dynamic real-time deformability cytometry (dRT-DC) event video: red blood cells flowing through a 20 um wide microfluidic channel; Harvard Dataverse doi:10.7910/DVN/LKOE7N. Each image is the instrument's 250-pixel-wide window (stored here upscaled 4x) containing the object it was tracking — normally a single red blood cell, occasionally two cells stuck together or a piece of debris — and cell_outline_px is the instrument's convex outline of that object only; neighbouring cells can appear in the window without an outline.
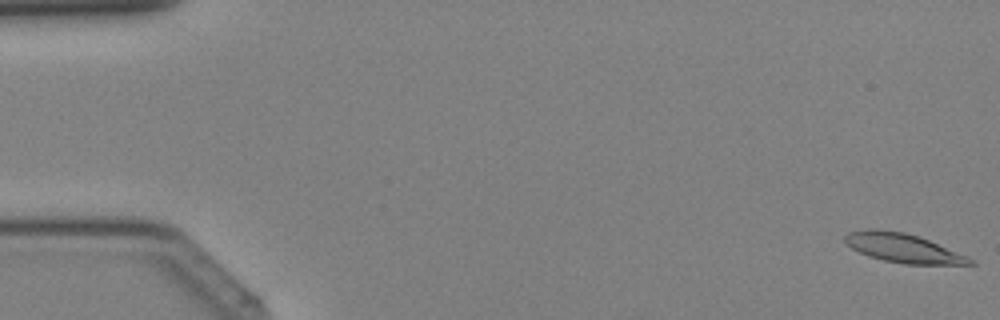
{"species": "Egyptian fruit bat (a non-hibernating species)", "species_latin": "Rousettus aegyptiacus", "temperature_condition": "cold", "stored_images_in_passage": 8, "camera_frame_rate_fps": 3000, "um_per_image_px": 0.085, "animal": {"sex": "female"}, "frame": {"image": 1, "passage_image": 1, "time_ms": 0.0, "image_size_px": [1000, 320], "cell_outline_px": [[976, 264], [904, 264], [884, 260], [868, 256], [852, 248], [844, 240], [844, 236], [848, 232], [868, 228], [876, 228], [904, 232], [928, 240], [968, 256]], "centroid_in_image_um": [76.72, 21.07], "position_along_channel_um": 8.3, "area_um2": 20.92}}